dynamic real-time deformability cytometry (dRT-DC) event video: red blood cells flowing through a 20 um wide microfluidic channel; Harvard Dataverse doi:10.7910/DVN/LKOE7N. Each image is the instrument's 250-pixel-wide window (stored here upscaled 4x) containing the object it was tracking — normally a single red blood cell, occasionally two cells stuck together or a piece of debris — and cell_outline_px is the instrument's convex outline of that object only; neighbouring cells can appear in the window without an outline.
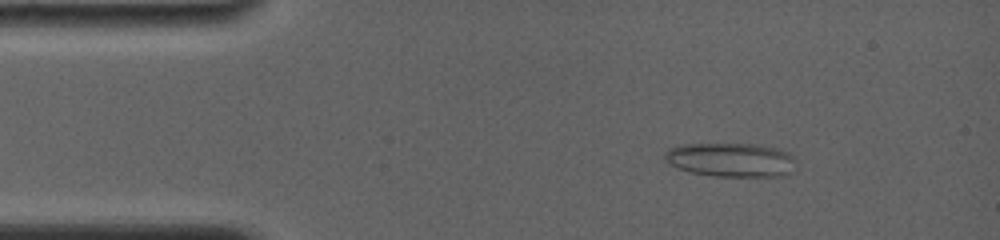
{"species": "common noctule bat (a hibernating species)", "species_latin": "Nyctalus noctula", "temperature_condition": "room temperature", "stored_images_in_passage": 16, "camera_frame_rate_fps": 4000, "um_per_image_px": 0.085, "animal": {"sex": "female", "body_mass_g": 19.0, "forearm_length_mm": 56.7}, "frame": {"image": 1, "passage_image": 4, "time_ms": 2.0, "image_size_px": [1000, 240], "cell_outline_px": [[796, 160], [792, 172], [784, 176], [716, 176], [688, 172], [668, 164], [664, 156], [664, 152], [668, 148], [680, 144], [760, 144], [776, 148], [788, 152]], "centroid_in_image_um": [62.12, 13.58], "position_along_channel_um": 22.9, "area_um2": 26.3}}
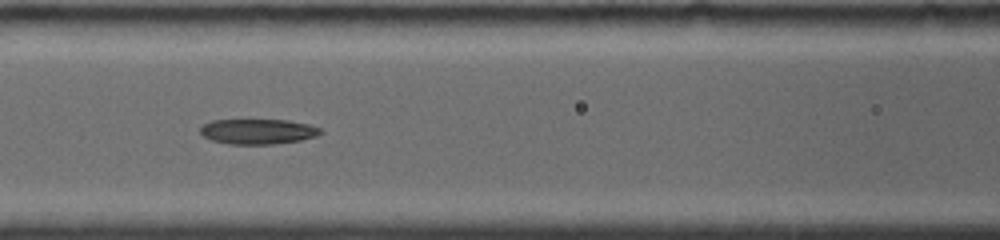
{"frame": {"image": 2, "passage_image": 11, "time_ms": 6.75, "image_size_px": [1000, 240], "cell_outline_px": [[324, 132], [316, 136], [300, 140], [272, 144], [228, 144], [212, 140], [204, 136], [200, 132], [200, 128], [204, 124], [212, 120], [288, 120], [308, 124], [320, 128]], "centroid_in_image_um": [21.93, 11.17], "position_along_channel_um": 144.7, "area_um2": 17.57}}
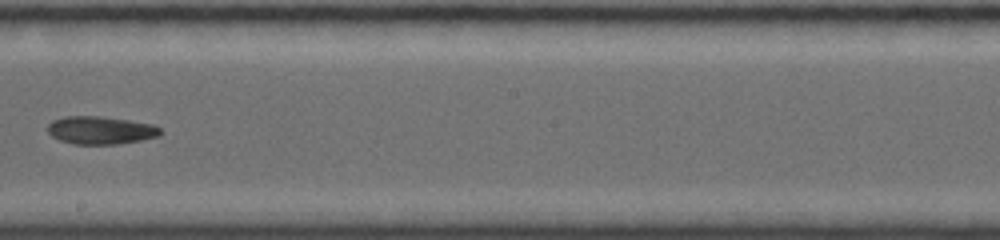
{"frame": {"image": 3, "passage_image": 15, "time_ms": 9.25, "image_size_px": [1000, 240], "cell_outline_px": [[164, 132], [160, 136], [140, 140], [116, 144], [72, 144], [60, 140], [52, 136], [48, 132], [48, 124], [52, 120], [64, 116], [100, 116], [156, 124]], "centroid_in_image_um": [8.58, 11.06], "position_along_channel_um": 239.6, "area_um2": 18.5}}